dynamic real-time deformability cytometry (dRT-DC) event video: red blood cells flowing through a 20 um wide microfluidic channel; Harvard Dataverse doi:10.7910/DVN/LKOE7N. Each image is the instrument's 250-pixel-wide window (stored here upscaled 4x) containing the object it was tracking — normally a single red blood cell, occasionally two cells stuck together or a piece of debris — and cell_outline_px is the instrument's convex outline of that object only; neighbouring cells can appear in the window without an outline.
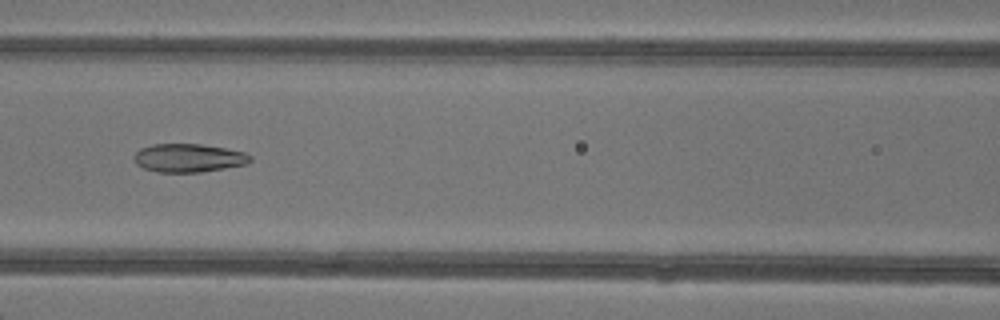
{"species": "common noctule bat (a hibernating species)", "species_latin": "Nyctalus noctula", "temperature_condition": "warm", "stored_images_in_passage": 6, "camera_frame_rate_fps": 3000, "um_per_image_px": 0.085, "animal": {"sex": "female"}, "frame": {"image": 1, "passage_image": 6, "time_ms": 5.667, "image_size_px": [1000, 320], "cell_outline_px": [[252, 160], [248, 164], [200, 172], [156, 172], [144, 168], [136, 164], [132, 160], [132, 156], [140, 148], [152, 144], [200, 144], [228, 148], [244, 152], [252, 156]], "centroid_in_image_um": [16.02, 13.42], "position_along_channel_um": 150.6, "area_um2": 19.48}}